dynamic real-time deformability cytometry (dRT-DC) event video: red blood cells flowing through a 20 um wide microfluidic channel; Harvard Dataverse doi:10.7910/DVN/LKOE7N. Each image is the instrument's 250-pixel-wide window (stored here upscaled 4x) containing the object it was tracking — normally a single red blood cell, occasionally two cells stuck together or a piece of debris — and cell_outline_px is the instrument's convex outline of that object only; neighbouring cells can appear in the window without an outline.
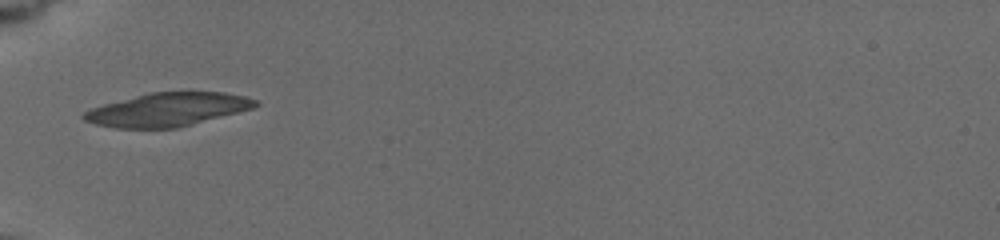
{"species": "common noctule bat (a hibernating species)", "species_latin": "Nyctalus noctula", "temperature_condition": "cold", "stored_images_in_passage": 12, "camera_frame_rate_fps": 3000, "um_per_image_px": 0.085, "animal": {"sex": "female", "body_mass_g": 19.5, "forearm_length_mm": 54.1}, "frame": {"image": 1, "passage_image": 1, "time_ms": 0.0, "image_size_px": [1000, 240], "cell_outline_px": [[260, 104], [252, 108], [192, 124], [176, 128], [116, 128], [96, 124], [84, 120], [80, 116], [84, 112], [92, 108], [104, 104], [148, 92], [224, 92], [244, 96], [256, 100]], "centroid_in_image_um": [14.22, 9.31], "position_along_channel_um": 70.8, "area_um2": 33.12}}
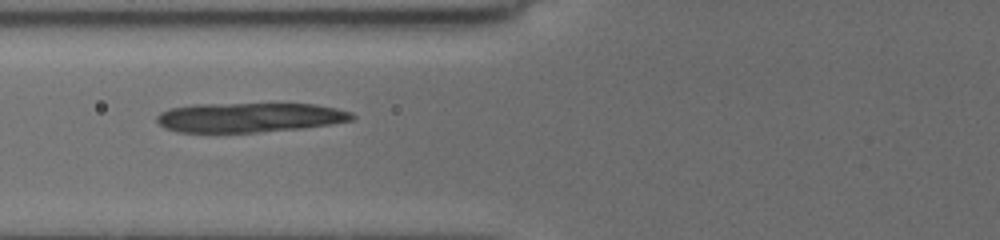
{"frame": {"image": 2, "passage_image": 5, "time_ms": 1.0, "image_size_px": [1000, 240], "cell_outline_px": [[356, 116], [352, 120], [332, 124], [300, 128], [256, 132], [176, 132], [164, 128], [156, 120], [156, 116], [160, 112], [168, 108], [196, 104], [316, 104], [336, 108], [352, 112]], "centroid_in_image_um": [21.18, 9.98], "position_along_channel_um": 104.6, "area_um2": 33.64}}